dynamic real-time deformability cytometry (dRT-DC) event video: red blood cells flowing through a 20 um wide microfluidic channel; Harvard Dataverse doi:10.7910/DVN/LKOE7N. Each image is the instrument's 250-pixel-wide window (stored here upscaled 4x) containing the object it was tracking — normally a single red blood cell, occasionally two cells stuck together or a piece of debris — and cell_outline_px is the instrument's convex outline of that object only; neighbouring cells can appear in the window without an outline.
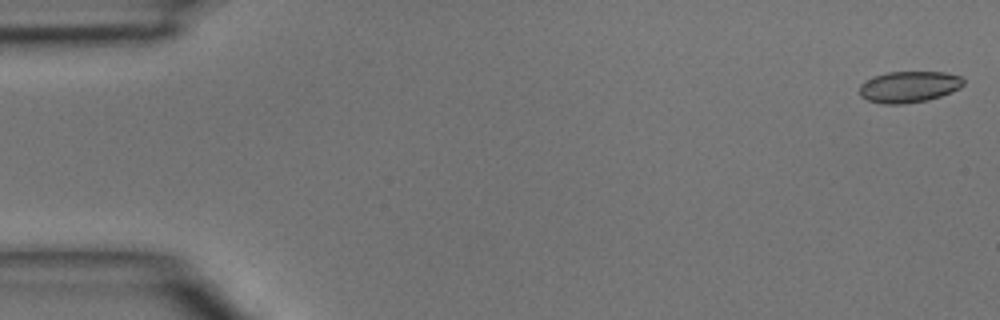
{"species": "common noctule bat (a hibernating species)", "species_latin": "Nyctalus noctula", "temperature_condition": "room temperature", "stored_images_in_passage": 46, "camera_frame_rate_fps": 3000, "um_per_image_px": 0.085, "animal": {"sex": "male", "body_mass_g": 15.6}, "frame": {"image": 1, "passage_image": 1, "time_ms": 0.0, "image_size_px": [1000, 320], "cell_outline_px": [[964, 84], [960, 88], [940, 96], [928, 100], [904, 104], [884, 104], [868, 100], [860, 96], [860, 84], [864, 80], [888, 72], [944, 72], [960, 76], [964, 80]], "centroid_in_image_um": [77.26, 7.38], "position_along_channel_um": 7.7, "area_um2": 18.96}}
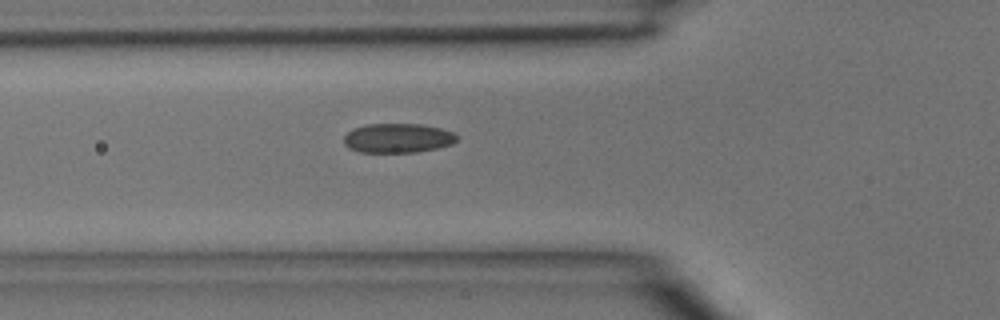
{"frame": {"image": 2, "passage_image": 16, "time_ms": 5.0, "image_size_px": [1000, 320], "cell_outline_px": [[456, 140], [452, 144], [436, 148], [416, 152], [360, 152], [348, 148], [344, 144], [344, 136], [348, 132], [356, 128], [368, 124], [420, 124], [440, 128], [452, 132], [456, 136]], "centroid_in_image_um": [33.79, 11.74], "position_along_channel_um": 92.0, "area_um2": 19.13}}
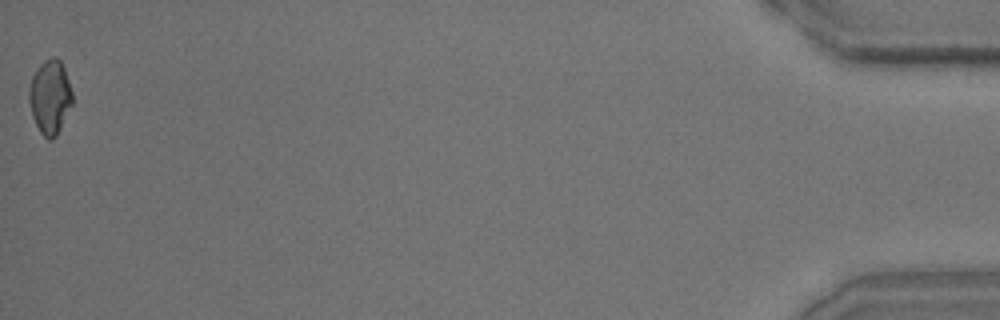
{"frame": {"image": 3, "passage_image": 46, "time_ms": 15.0, "image_size_px": [1000, 320], "cell_outline_px": [[72, 104], [56, 136], [52, 140], [48, 140], [40, 132], [32, 116], [28, 100], [28, 88], [32, 76], [40, 64], [44, 60], [52, 56], [56, 56], [60, 60], [64, 68], [72, 92]], "centroid_in_image_um": [4.23, 8.23], "position_along_channel_um": 431.0, "area_um2": 18.73}}